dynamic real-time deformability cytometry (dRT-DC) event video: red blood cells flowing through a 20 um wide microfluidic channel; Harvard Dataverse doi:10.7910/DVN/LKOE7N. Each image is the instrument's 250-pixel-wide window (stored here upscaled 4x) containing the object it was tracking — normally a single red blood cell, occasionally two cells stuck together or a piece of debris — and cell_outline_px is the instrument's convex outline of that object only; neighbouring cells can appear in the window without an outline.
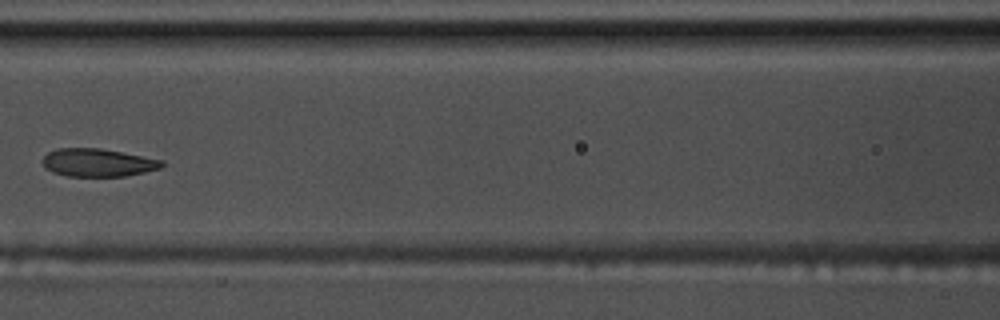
{"species": "common noctule bat (a hibernating species)", "species_latin": "Nyctalus noctula", "temperature_condition": "warm", "stored_images_in_passage": 11, "camera_frame_rate_fps": 3000, "um_per_image_px": 0.085, "animal": {"sex": "male", "body_mass_g": 17.5, "forearm_length_mm": 52.3}, "frame": {"image": 1, "passage_image": 7, "time_ms": 2.0, "image_size_px": [1000, 320], "cell_outline_px": [[164, 164], [160, 168], [144, 172], [124, 176], [68, 176], [52, 172], [44, 168], [44, 156], [48, 152], [56, 148], [100, 148], [164, 160]], "centroid_in_image_um": [8.31, 13.82], "position_along_channel_um": 158.3, "area_um2": 19.36}}
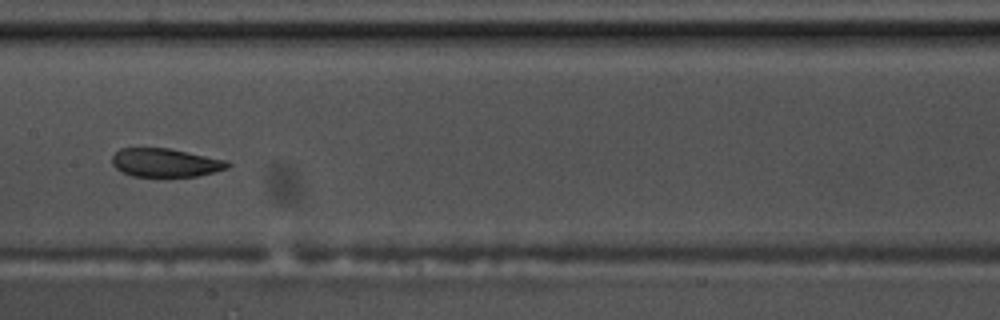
{"frame": {"image": 2, "passage_image": 8, "time_ms": 2.333, "image_size_px": [1000, 320], "cell_outline_px": [[232, 164], [228, 168], [196, 176], [132, 176], [116, 168], [112, 164], [112, 156], [120, 148], [168, 148], [228, 160]], "centroid_in_image_um": [14.07, 13.82], "position_along_channel_um": 193.3, "area_um2": 19.07}}